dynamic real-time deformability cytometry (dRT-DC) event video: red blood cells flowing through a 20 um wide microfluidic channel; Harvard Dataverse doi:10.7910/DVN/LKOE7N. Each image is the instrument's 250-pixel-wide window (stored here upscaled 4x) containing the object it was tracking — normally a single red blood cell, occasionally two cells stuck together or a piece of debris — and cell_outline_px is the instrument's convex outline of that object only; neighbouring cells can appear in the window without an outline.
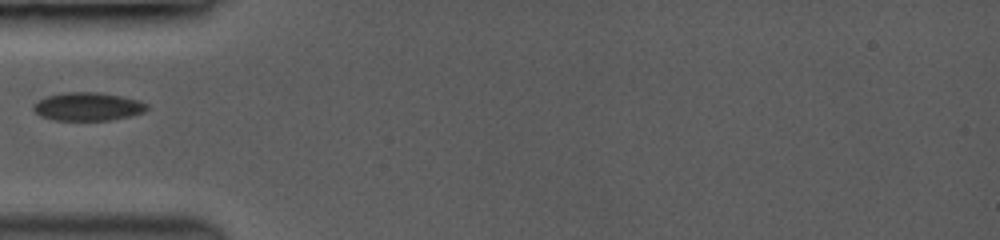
{"species": "common noctule bat (a hibernating species)", "species_latin": "Nyctalus noctula", "temperature_condition": "room temperature", "stored_images_in_passage": 6, "camera_frame_rate_fps": 3500, "um_per_image_px": 0.085, "animal": {"sex": "female", "body_mass_g": 19.0, "forearm_length_mm": 53.3}, "frame": {"image": 1, "passage_image": 3, "time_ms": 0.571, "image_size_px": [1000, 240], "cell_outline_px": [[148, 108], [144, 112], [128, 116], [108, 120], [52, 120], [40, 116], [32, 108], [40, 100], [48, 96], [68, 92], [92, 92], [120, 96], [136, 100], [148, 104]], "centroid_in_image_um": [7.46, 9.07], "position_along_channel_um": 77.5, "area_um2": 18.26}}
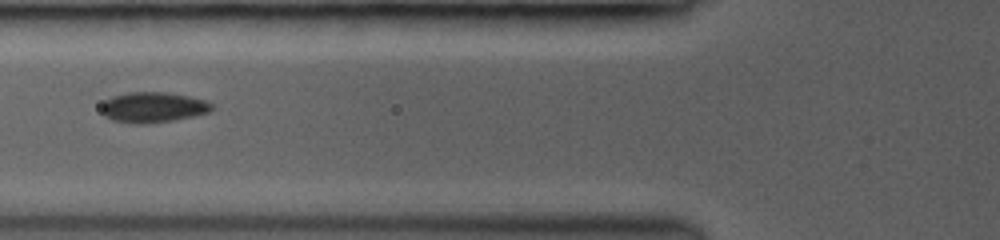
{"frame": {"image": 2, "passage_image": 4, "time_ms": 0.857, "image_size_px": [1000, 240], "cell_outline_px": [[212, 108], [208, 112], [192, 116], [172, 120], [112, 120], [104, 116], [100, 108], [108, 100], [116, 96], [132, 92], [160, 92], [184, 96], [204, 100], [212, 104]], "centroid_in_image_um": [13.03, 9.07], "position_along_channel_um": 112.8, "area_um2": 17.98}}
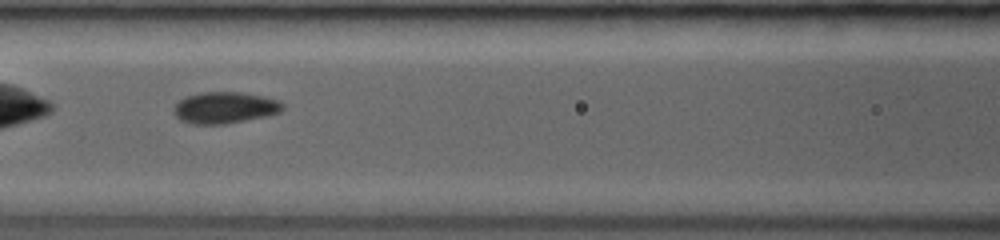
{"frame": {"image": 3, "passage_image": 5, "time_ms": 1.143, "image_size_px": [1000, 240], "cell_outline_px": [[284, 108], [280, 112], [264, 116], [224, 124], [192, 124], [180, 120], [176, 116], [176, 104], [180, 100], [188, 96], [204, 92], [236, 92], [260, 96], [276, 100], [284, 104]], "centroid_in_image_um": [19.11, 9.16], "position_along_channel_um": 147.5, "area_um2": 19.42}}